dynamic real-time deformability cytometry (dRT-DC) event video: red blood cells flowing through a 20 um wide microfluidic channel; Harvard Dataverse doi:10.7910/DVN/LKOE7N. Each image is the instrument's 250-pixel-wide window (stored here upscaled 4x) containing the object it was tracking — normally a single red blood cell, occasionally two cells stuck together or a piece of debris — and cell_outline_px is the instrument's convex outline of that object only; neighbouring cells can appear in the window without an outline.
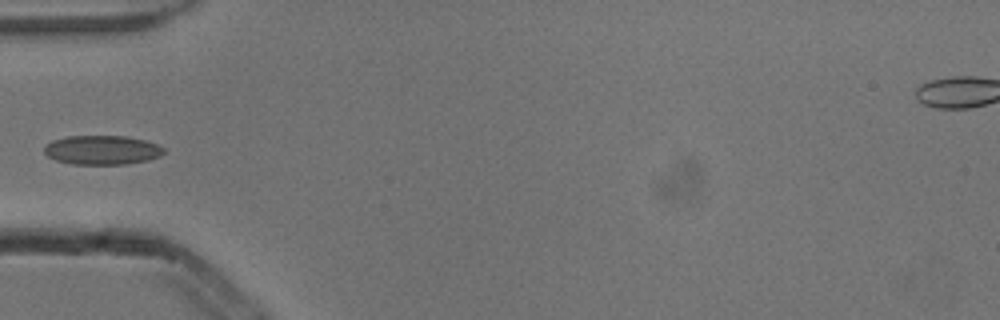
{"species": "common noctule bat (a hibernating species)", "species_latin": "Nyctalus noctula", "temperature_condition": "cold", "stored_images_in_passage": 7, "camera_frame_rate_fps": 3000, "um_per_image_px": 0.085, "animal": {"sex": "male", "body_mass_g": 13.3}, "frame": {"image": 1, "passage_image": 5, "time_ms": 1.333, "image_size_px": [1000, 320], "cell_outline_px": [[164, 152], [160, 156], [148, 160], [124, 164], [72, 164], [56, 160], [48, 156], [44, 152], [44, 144], [52, 140], [68, 136], [128, 136], [144, 140], [156, 144], [164, 148]], "centroid_in_image_um": [8.65, 12.74], "position_along_channel_um": 76.3, "area_um2": 20.35}}
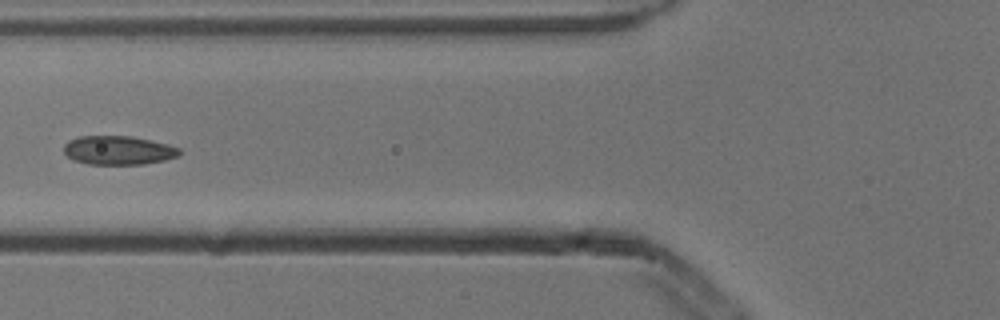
{"frame": {"image": 2, "passage_image": 6, "time_ms": 1.667, "image_size_px": [1000, 320], "cell_outline_px": [[180, 156], [164, 160], [144, 164], [88, 164], [76, 160], [68, 156], [64, 152], [64, 144], [68, 140], [80, 136], [132, 136], [168, 144], [180, 148]], "centroid_in_image_um": [10.08, 12.77], "position_along_channel_um": 115.7, "area_um2": 19.42}}
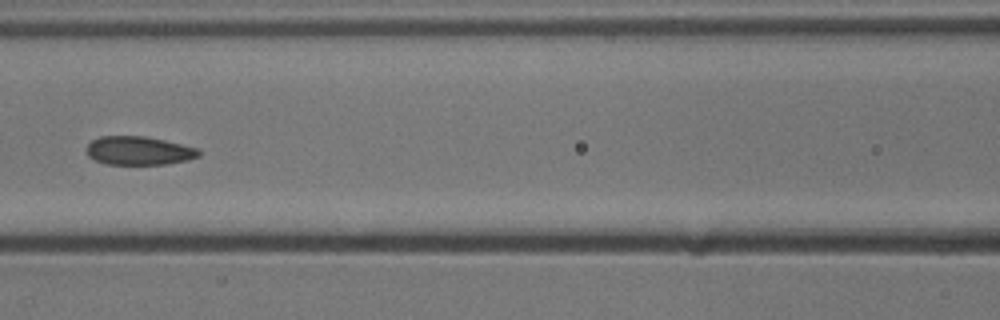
{"frame": {"image": 3, "passage_image": 7, "time_ms": 2.0, "image_size_px": [1000, 320], "cell_outline_px": [[200, 156], [188, 160], [168, 164], [108, 164], [96, 160], [88, 156], [88, 144], [92, 140], [100, 136], [144, 136], [164, 140], [200, 148]], "centroid_in_image_um": [11.85, 12.8], "position_along_channel_um": 154.7, "area_um2": 18.67}}